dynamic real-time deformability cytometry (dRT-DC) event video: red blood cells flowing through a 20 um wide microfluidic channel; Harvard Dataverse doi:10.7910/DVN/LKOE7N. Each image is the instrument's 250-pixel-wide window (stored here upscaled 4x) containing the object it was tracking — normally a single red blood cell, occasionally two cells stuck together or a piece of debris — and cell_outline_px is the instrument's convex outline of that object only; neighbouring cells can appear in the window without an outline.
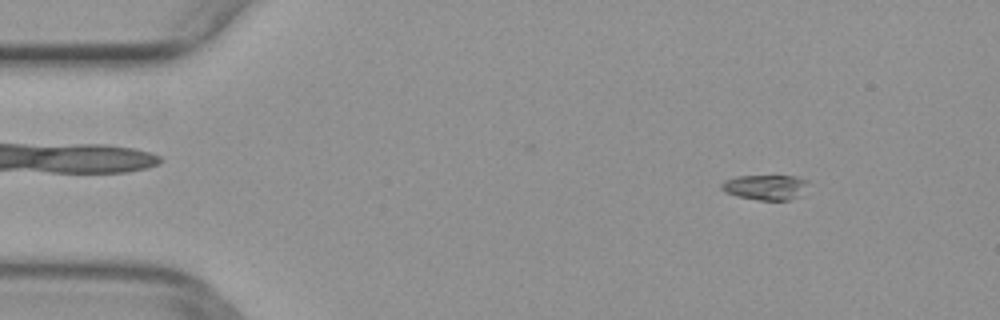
{"species": "common noctule bat (a hibernating species)", "species_latin": "Nyctalus noctula", "temperature_condition": "warm", "stored_images_in_passage": 50, "camera_frame_rate_fps": 3000, "um_per_image_px": 0.085, "animal": {"sex": "female", "body_mass_g": 29.2, "forearm_length_mm": 56.3}, "frame": {"image": 1, "passage_image": 6, "time_ms": 1.667, "image_size_px": [1000, 320], "cell_outline_px": [[808, 180], [804, 196], [788, 200], [760, 200], [736, 196], [724, 192], [720, 188], [720, 184], [724, 180], [736, 176], [796, 176]], "centroid_in_image_um": [65.08, 15.92], "position_along_channel_um": 19.9, "area_um2": 13.01}}
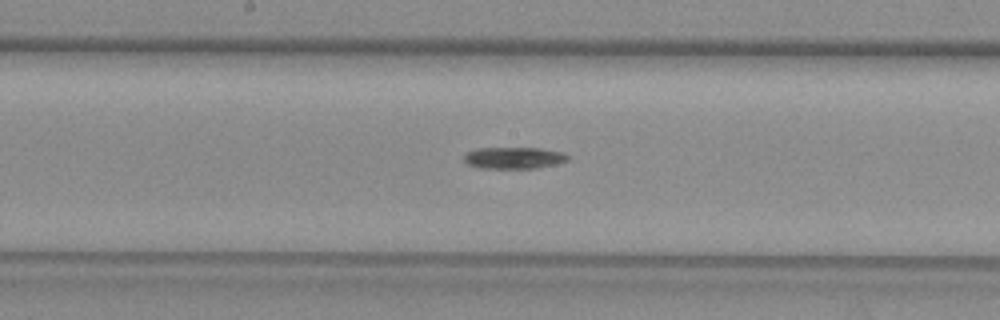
{"frame": {"image": 2, "passage_image": 26, "time_ms": 8.333, "image_size_px": [1000, 320], "cell_outline_px": [[568, 160], [556, 164], [536, 168], [480, 168], [468, 164], [464, 160], [464, 156], [468, 152], [476, 148], [540, 148], [564, 152], [568, 156]], "centroid_in_image_um": [43.69, 13.41], "position_along_channel_um": 204.5, "area_um2": 13.06}}
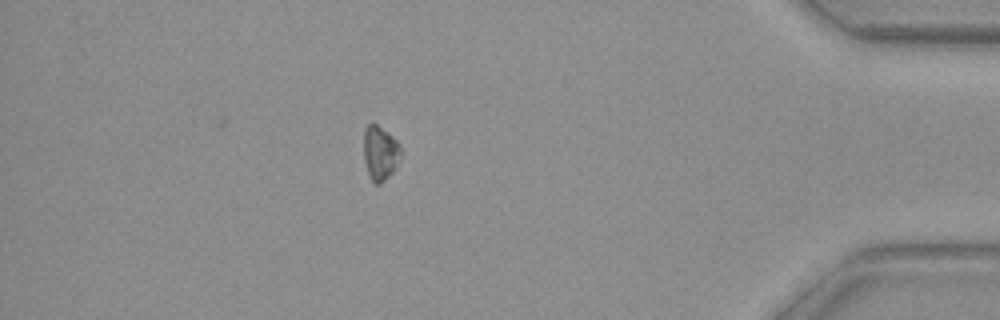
{"frame": {"image": 3, "passage_image": 44, "time_ms": 14.333, "image_size_px": [1000, 320], "cell_outline_px": [[400, 156], [396, 168], [380, 184], [376, 184], [372, 180], [368, 172], [364, 160], [364, 128], [372, 120], [388, 132], [400, 144]], "centroid_in_image_um": [32.3, 12.95], "position_along_channel_um": 402.9, "area_um2": 11.79}}